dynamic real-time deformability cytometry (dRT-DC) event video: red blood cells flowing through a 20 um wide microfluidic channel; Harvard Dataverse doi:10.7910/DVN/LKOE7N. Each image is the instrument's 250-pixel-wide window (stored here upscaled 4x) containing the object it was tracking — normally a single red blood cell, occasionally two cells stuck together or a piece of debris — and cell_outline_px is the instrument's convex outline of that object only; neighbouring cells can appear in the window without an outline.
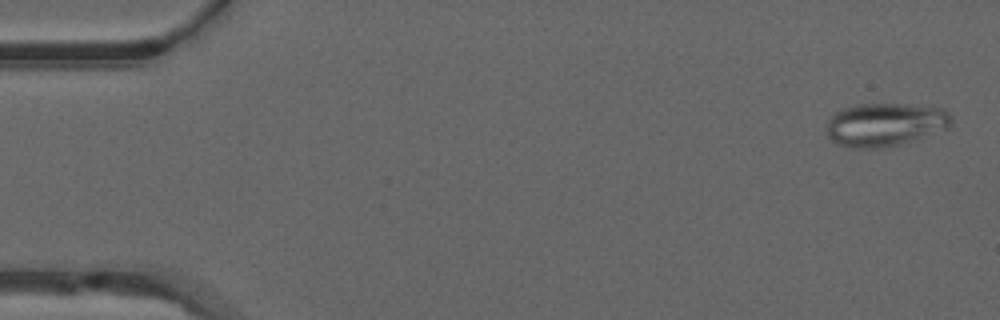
{"species": "common noctule bat (a hibernating species)", "species_latin": "Nyctalus noctula", "temperature_condition": "warm", "stored_images_in_passage": 51, "segment_of_instrument_passage": [1, 2], "camera_frame_rate_fps": 3000, "um_per_image_px": 0.085, "animal": {"sex": "male", "forearm_length_mm": 52.5}, "frame": {"image": 1, "passage_image": 2, "time_ms": 0.333, "image_size_px": [1000, 320], "cell_outline_px": [[952, 120], [948, 128], [900, 144], [880, 148], [852, 148], [840, 144], [832, 140], [828, 136], [828, 120], [836, 112], [844, 108], [856, 104], [904, 104], [944, 108], [952, 116]], "centroid_in_image_um": [75.25, 10.58], "position_along_channel_um": 9.8, "area_um2": 31.21}}